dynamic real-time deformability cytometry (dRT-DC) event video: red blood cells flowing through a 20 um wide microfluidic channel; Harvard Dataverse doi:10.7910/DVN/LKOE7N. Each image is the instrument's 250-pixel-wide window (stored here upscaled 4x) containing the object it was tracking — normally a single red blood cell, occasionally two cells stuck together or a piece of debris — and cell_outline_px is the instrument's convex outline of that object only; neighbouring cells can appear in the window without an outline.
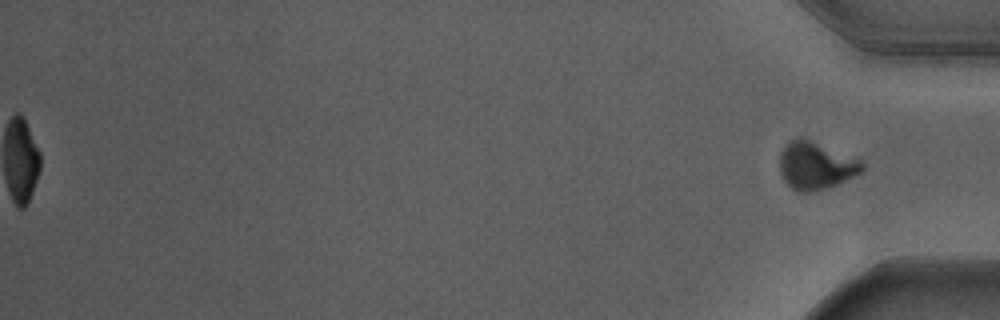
{"species": "Egyptian fruit bat (a non-hibernating species)", "species_latin": "Rousettus aegyptiacus", "temperature_condition": "warm", "stored_images_in_passage": 57, "segment_of_instrument_passage": [2, 2], "camera_frame_rate_fps": 3000, "um_per_image_px": 0.085, "animal": {"sex": "male"}, "frame": {"image": 1, "passage_image": 57, "time_ms": 18.667, "image_size_px": [1000, 320], "cell_outline_px": [[864, 168], [860, 172], [836, 184], [824, 188], [808, 192], [800, 192], [792, 188], [784, 180], [780, 172], [780, 152], [788, 140], [796, 136], [800, 136], [860, 160], [864, 164]], "centroid_in_image_um": [69.28, 14.05], "position_along_channel_um": 365.9, "area_um2": 22.48}}